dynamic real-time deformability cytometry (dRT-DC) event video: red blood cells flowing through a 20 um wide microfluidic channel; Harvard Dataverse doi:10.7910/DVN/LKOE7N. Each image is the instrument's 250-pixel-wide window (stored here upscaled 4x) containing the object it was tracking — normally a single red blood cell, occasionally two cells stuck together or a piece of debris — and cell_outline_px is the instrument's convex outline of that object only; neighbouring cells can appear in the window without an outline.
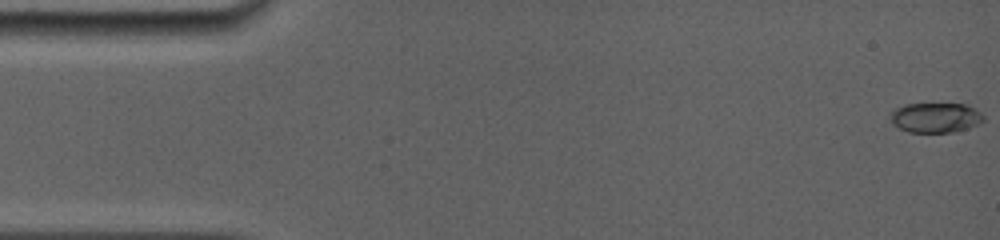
{"species": "common noctule bat (a hibernating species)", "species_latin": "Nyctalus noctula", "temperature_condition": "room temperature", "stored_images_in_passage": 49, "camera_frame_rate_fps": 5000, "um_per_image_px": 0.085, "animal": {"sex": "female", "body_mass_g": 19.0, "forearm_length_mm": 56.7}, "frame": {"image": 1, "passage_image": 1, "time_ms": 0.0, "image_size_px": [1000, 240], "cell_outline_px": [[984, 120], [968, 128], [952, 132], [908, 132], [892, 124], [888, 116], [888, 112], [904, 104], [964, 104], [980, 112], [984, 116]], "centroid_in_image_um": [79.45, 9.99], "position_along_channel_um": 5.6, "area_um2": 16.24}}
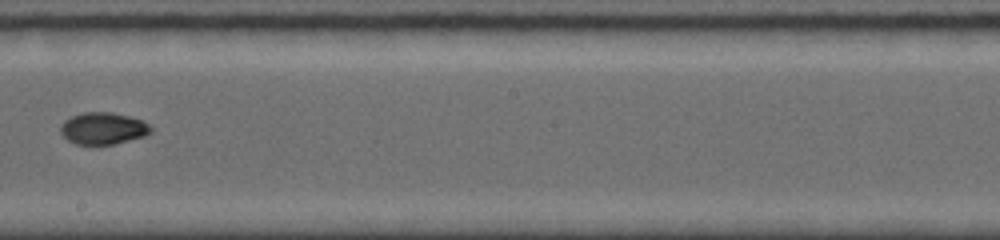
{"frame": {"image": 2, "passage_image": 20, "time_ms": 9.2, "image_size_px": [1000, 240], "cell_outline_px": [[152, 132], [144, 136], [112, 144], [76, 144], [68, 140], [60, 132], [60, 124], [64, 120], [72, 116], [84, 112], [112, 112], [128, 116], [140, 120], [148, 124], [152, 128]], "centroid_in_image_um": [8.74, 10.9], "position_along_channel_um": 239.5, "area_um2": 16.65}}
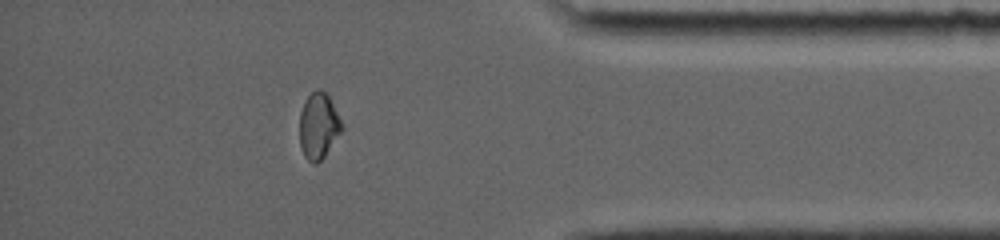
{"frame": {"image": 3, "passage_image": 40, "time_ms": 13.8, "image_size_px": [1000, 240], "cell_outline_px": [[344, 128], [324, 156], [316, 164], [312, 164], [304, 156], [300, 148], [300, 112], [304, 100], [316, 88], [320, 88], [328, 92], [344, 124]], "centroid_in_image_um": [27.09, 10.65], "position_along_channel_um": 408.1, "area_um2": 16.7}, "authors_computed_cell_mechanics": {"area_um2": 16.6464, "velocity_mm_per_s": 3.984, "shape_relaxation_time_tau1_ms": 9.2277, "shape_relaxation_time_tau2_ms": 2.6992, "deformation_change_tau1": 0.2188, "deformation_change_tau2": 0.0361}}